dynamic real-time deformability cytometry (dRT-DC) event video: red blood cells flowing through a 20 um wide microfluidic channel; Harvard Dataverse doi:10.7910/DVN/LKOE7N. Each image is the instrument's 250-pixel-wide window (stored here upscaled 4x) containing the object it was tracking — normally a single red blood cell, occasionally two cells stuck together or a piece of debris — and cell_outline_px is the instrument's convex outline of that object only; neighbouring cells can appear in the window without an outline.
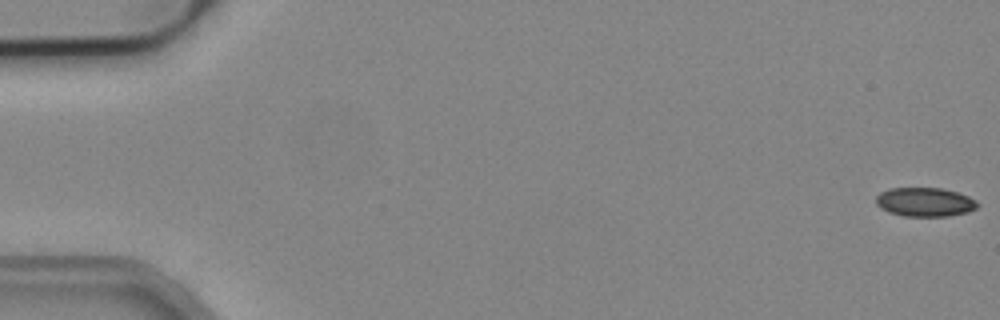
{"species": "common noctule bat (a hibernating species)", "species_latin": "Nyctalus noctula", "temperature_condition": "cold", "stored_images_in_passage": 5, "camera_frame_rate_fps": 3000, "um_per_image_px": 0.085, "animal": {"sex": "male", "body_mass_g": 19.2, "forearm_length_mm": 51.8}, "frame": {"image": 1, "passage_image": 1, "time_ms": 0.0, "image_size_px": [1000, 320], "cell_outline_px": [[980, 204], [976, 208], [968, 212], [948, 216], [904, 216], [888, 212], [880, 208], [876, 204], [876, 196], [880, 192], [888, 188], [944, 188], [968, 196], [976, 200]], "centroid_in_image_um": [78.61, 17.17], "position_along_channel_um": 6.4, "area_um2": 17.28}}
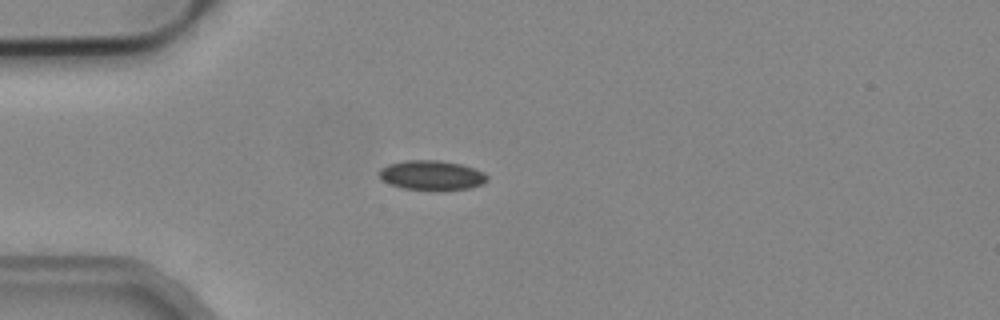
{"frame": {"image": 2, "passage_image": 5, "time_ms": 1.333, "image_size_px": [1000, 320], "cell_outline_px": [[488, 180], [484, 184], [472, 188], [404, 188], [392, 184], [384, 180], [380, 176], [380, 168], [388, 164], [404, 160], [436, 160], [460, 164], [484, 172], [488, 176]], "centroid_in_image_um": [36.72, 14.86], "position_along_channel_um": 48.3, "area_um2": 17.98}}